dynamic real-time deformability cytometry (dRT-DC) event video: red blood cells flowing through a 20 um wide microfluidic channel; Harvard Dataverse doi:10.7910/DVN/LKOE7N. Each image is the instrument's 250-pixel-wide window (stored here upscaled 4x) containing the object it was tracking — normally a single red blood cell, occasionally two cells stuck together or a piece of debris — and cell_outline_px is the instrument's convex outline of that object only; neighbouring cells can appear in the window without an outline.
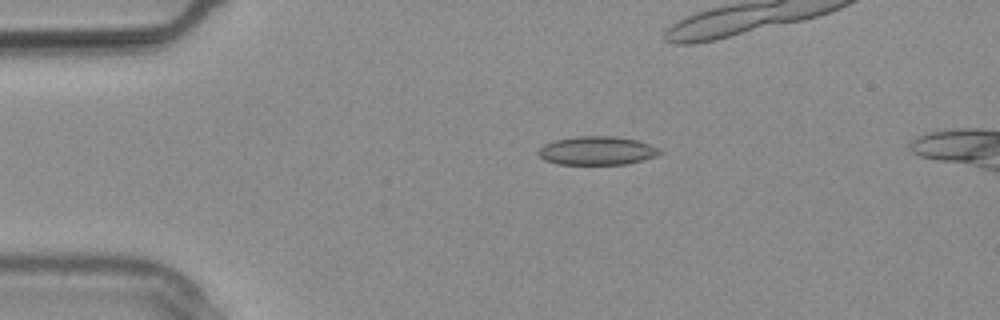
{"species": "common noctule bat (a hibernating species)", "species_latin": "Nyctalus noctula", "temperature_condition": "warm", "stored_images_in_passage": 14, "camera_frame_rate_fps": 3000, "um_per_image_px": 0.085, "animal": {"sex": "male", "body_mass_g": 20.4}, "frame": {"image": 1, "passage_image": 5, "time_ms": 1.333, "image_size_px": [1000, 320], "cell_outline_px": [[664, 152], [656, 156], [644, 160], [628, 164], [560, 164], [544, 160], [536, 152], [544, 144], [556, 140], [576, 136], [616, 136], [636, 140], [660, 148]], "centroid_in_image_um": [50.77, 12.81], "position_along_channel_um": 34.2, "area_um2": 20.29}}